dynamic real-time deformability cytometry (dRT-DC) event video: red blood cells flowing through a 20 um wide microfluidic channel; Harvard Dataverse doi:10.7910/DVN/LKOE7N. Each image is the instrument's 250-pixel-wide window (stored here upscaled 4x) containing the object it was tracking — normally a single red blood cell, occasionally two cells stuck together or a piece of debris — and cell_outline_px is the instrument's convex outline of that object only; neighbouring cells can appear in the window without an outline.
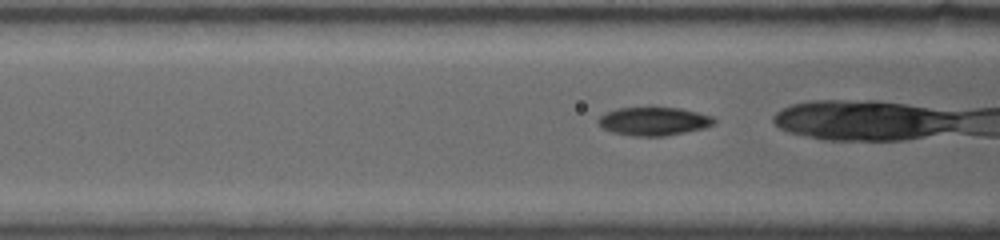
{"species": "common noctule bat (a hibernating species)", "species_latin": "Nyctalus noctula", "temperature_condition": "warm", "stored_images_in_passage": 31, "camera_frame_rate_fps": 4500, "um_per_image_px": 0.085, "animal": {"sex": "female", "body_mass_g": 19.0, "forearm_length_mm": 53.3}, "frame": {"image": 1, "passage_image": 10, "time_ms": 1.556, "image_size_px": [1000, 240], "cell_outline_px": [[716, 124], [704, 128], [664, 136], [632, 136], [612, 132], [604, 128], [596, 120], [604, 112], [616, 108], [652, 104], [680, 108], [712, 116], [716, 120]], "centroid_in_image_um": [55.54, 10.25], "position_along_channel_um": 111.1, "area_um2": 20.0}}